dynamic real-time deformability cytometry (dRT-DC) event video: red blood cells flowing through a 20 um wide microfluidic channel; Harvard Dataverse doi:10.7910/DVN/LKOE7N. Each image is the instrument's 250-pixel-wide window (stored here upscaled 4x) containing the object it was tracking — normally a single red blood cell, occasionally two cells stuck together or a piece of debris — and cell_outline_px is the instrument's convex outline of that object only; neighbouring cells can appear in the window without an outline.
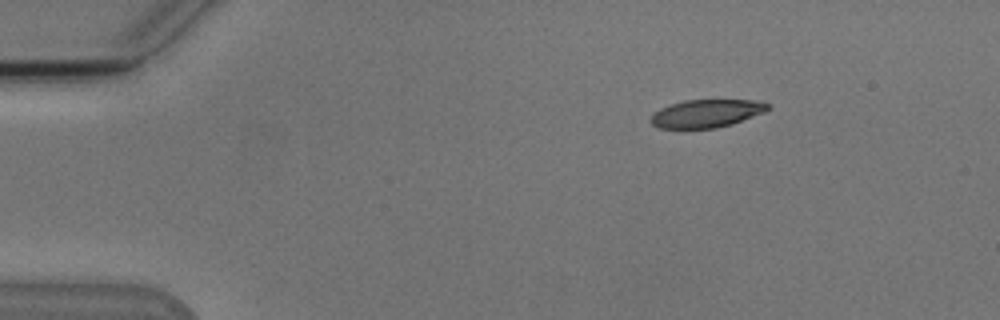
{"species": "Egyptian fruit bat (a non-hibernating species)", "species_latin": "Rousettus aegyptiacus", "temperature_condition": "cold", "stored_images_in_passage": 46, "camera_frame_rate_fps": 3000, "um_per_image_px": 0.085, "animal": {"sex": "male"}, "frame": {"image": 1, "passage_image": 1, "time_ms": 0.0, "image_size_px": [1000, 320], "cell_outline_px": [[768, 108], [764, 112], [732, 124], [716, 128], [660, 128], [652, 124], [648, 120], [660, 108], [684, 100], [752, 100], [768, 104]], "centroid_in_image_um": [60.02, 9.65], "position_along_channel_um": 25.0, "area_um2": 18.79}}
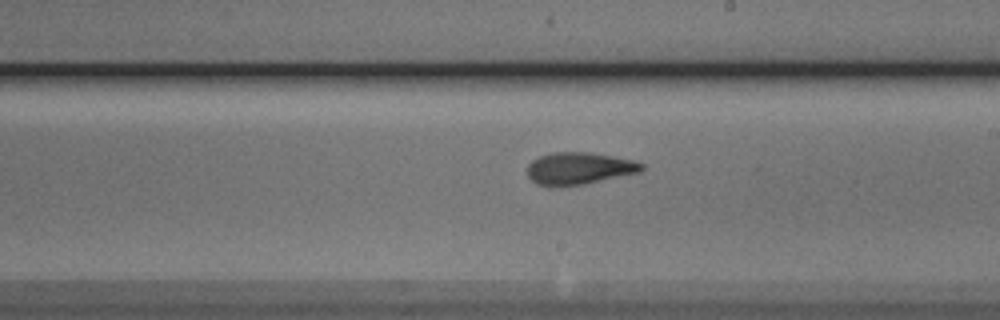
{"frame": {"image": 2, "passage_image": 24, "time_ms": 7.667, "image_size_px": [1000, 320], "cell_outline_px": [[644, 168], [640, 172], [584, 184], [552, 188], [548, 188], [536, 184], [528, 176], [528, 164], [532, 160], [540, 156], [552, 152], [592, 152], [632, 160], [644, 164]], "centroid_in_image_um": [49.18, 14.33], "position_along_channel_um": 239.8, "area_um2": 21.68}}
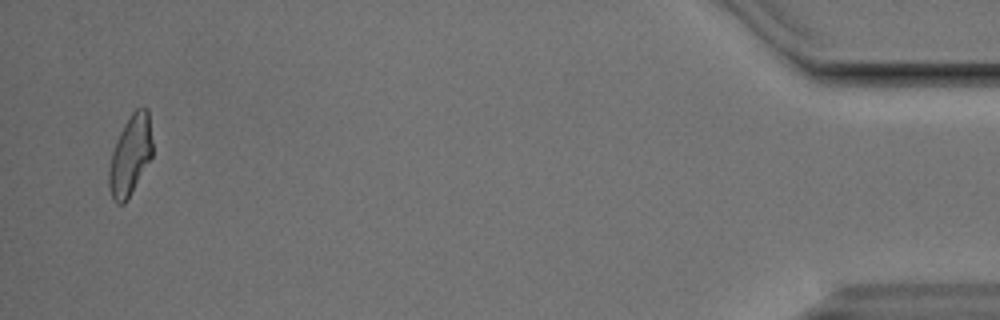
{"frame": {"image": 3, "passage_image": 45, "time_ms": 14.667, "image_size_px": [1000, 320], "cell_outline_px": [[152, 156], [128, 200], [124, 204], [116, 204], [112, 200], [108, 184], [108, 172], [112, 152], [116, 140], [124, 124], [132, 112], [136, 108], [148, 108], [152, 140]], "centroid_in_image_um": [11.06, 13.24], "position_along_channel_um": 424.1, "area_um2": 20.4}, "authors_computed_cell_mechanics": {"area_um2": 21.0681, "velocity_mm_per_s": 3.8166, "shape_relaxation_time_tau1_ms": 3.0011, "shape_relaxation_time_tau2_ms": 2.1947, "deformation_change_tau1": 0.1583, "deformation_change_tau2": 0.1009}}